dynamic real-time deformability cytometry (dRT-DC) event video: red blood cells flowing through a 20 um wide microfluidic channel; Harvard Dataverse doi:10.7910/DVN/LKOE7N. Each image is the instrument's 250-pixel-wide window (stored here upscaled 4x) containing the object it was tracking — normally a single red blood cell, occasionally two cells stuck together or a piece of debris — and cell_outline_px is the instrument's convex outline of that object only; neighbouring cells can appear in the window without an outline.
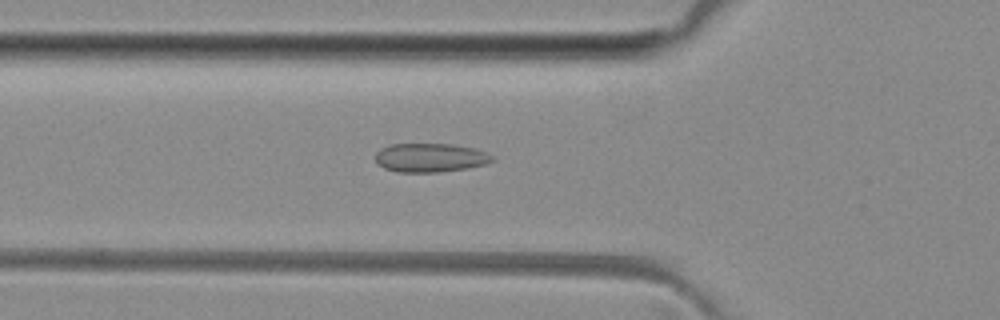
{"species": "common noctule bat (a hibernating species)", "species_latin": "Nyctalus noctula", "temperature_condition": "room temperature", "stored_images_in_passage": 43, "camera_frame_rate_fps": 3000, "um_per_image_px": 0.085, "animal": {"sex": "female", "body_mass_g": 29.2, "forearm_length_mm": 56.3}, "frame": {"image": 1, "passage_image": 16, "time_ms": 5.0, "image_size_px": [1000, 320], "cell_outline_px": [[496, 160], [484, 164], [468, 168], [440, 172], [396, 172], [384, 168], [376, 164], [376, 152], [380, 148], [392, 144], [448, 144], [472, 148], [488, 152]], "centroid_in_image_um": [36.55, 13.41], "position_along_channel_um": 89.2, "area_um2": 19.71}}
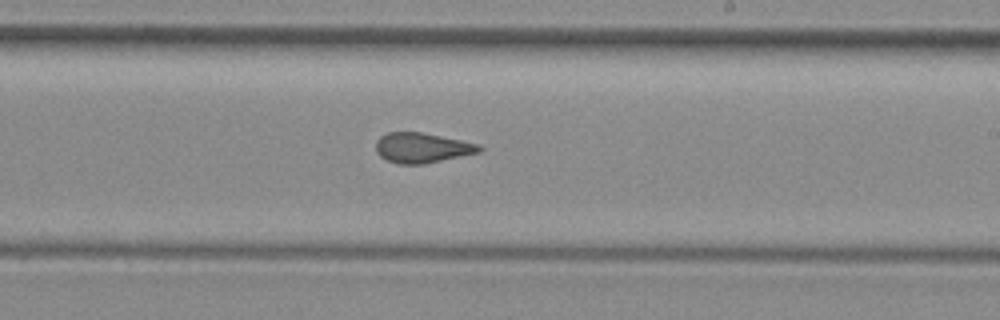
{"frame": {"image": 2, "passage_image": 28, "time_ms": 9.0, "image_size_px": [1000, 320], "cell_outline_px": [[484, 148], [480, 152], [424, 164], [400, 164], [388, 160], [380, 156], [376, 152], [376, 140], [380, 136], [388, 132], [420, 132], [480, 144]], "centroid_in_image_um": [35.87, 12.56], "position_along_channel_um": 253.1, "area_um2": 18.03}}
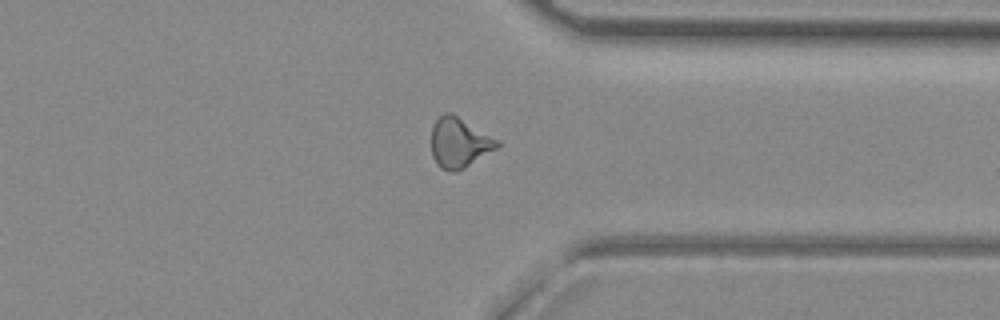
{"frame": {"image": 3, "passage_image": 37, "time_ms": 12.0, "image_size_px": [1000, 320], "cell_outline_px": [[500, 144], [496, 148], [464, 168], [456, 172], [452, 172], [440, 168], [436, 164], [432, 156], [432, 124], [444, 112], [452, 112], [500, 140]], "centroid_in_image_um": [39.02, 12.11], "position_along_channel_um": 372.4, "area_um2": 19.31}}